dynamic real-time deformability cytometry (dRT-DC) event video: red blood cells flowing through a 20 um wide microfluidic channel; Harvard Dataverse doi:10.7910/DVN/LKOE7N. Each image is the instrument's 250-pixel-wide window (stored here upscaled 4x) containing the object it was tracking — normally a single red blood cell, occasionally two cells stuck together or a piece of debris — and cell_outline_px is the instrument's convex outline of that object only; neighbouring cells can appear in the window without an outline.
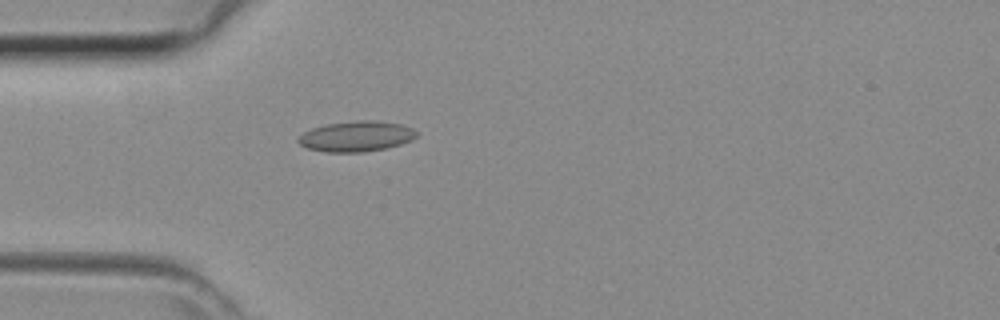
{"species": "common noctule bat (a hibernating species)", "species_latin": "Nyctalus noctula", "temperature_condition": "room temperature", "stored_images_in_passage": 44, "camera_frame_rate_fps": 3000, "um_per_image_px": 0.085, "animal": {"sex": "female", "body_mass_g": 29.2, "forearm_length_mm": 56.3}, "frame": {"image": 1, "passage_image": 13, "time_ms": 4.0, "image_size_px": [1000, 320], "cell_outline_px": [[416, 136], [412, 140], [400, 144], [384, 148], [360, 152], [324, 152], [308, 148], [300, 144], [296, 140], [304, 132], [312, 128], [324, 124], [356, 120], [376, 120], [400, 124], [412, 128], [416, 132]], "centroid_in_image_um": [30.26, 11.58], "position_along_channel_um": 54.7, "area_um2": 20.92}}
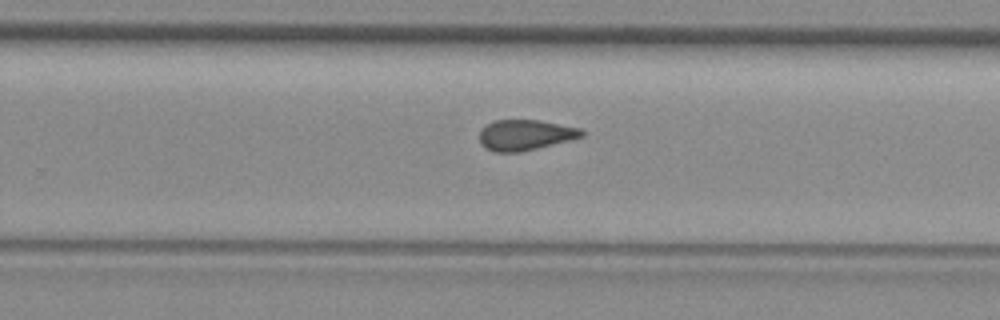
{"frame": {"image": 2, "passage_image": 28, "time_ms": 9.0, "image_size_px": [1000, 320], "cell_outline_px": [[584, 136], [520, 152], [496, 152], [484, 148], [480, 144], [480, 132], [488, 124], [496, 120], [540, 120], [580, 128], [584, 132]], "centroid_in_image_um": [44.63, 11.47], "position_along_channel_um": 285.2, "area_um2": 17.98}}
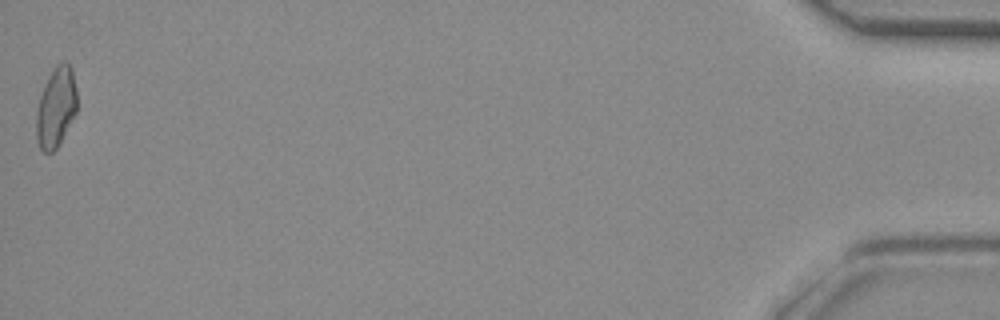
{"frame": {"image": 3, "passage_image": 44, "time_ms": 14.333, "image_size_px": [1000, 320], "cell_outline_px": [[76, 112], [60, 144], [52, 152], [44, 152], [40, 148], [36, 136], [36, 112], [40, 96], [44, 84], [48, 76], [56, 64], [64, 60], [72, 68], [76, 88]], "centroid_in_image_um": [4.75, 9.1], "position_along_channel_um": 430.4, "area_um2": 19.07}}